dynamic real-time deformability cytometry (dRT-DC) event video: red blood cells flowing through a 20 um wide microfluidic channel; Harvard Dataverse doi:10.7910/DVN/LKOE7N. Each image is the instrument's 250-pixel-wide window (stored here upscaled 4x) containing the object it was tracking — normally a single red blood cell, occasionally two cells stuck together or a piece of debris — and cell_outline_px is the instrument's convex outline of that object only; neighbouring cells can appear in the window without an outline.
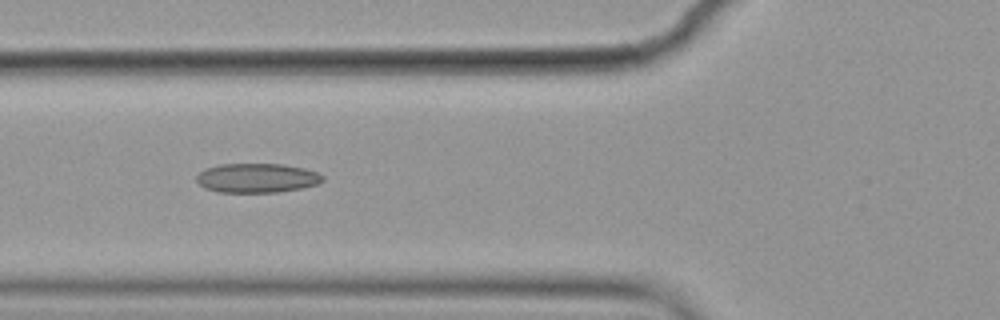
{"species": "common noctule bat (a hibernating species)", "species_latin": "Nyctalus noctula", "temperature_condition": "cold", "stored_images_in_passage": 42, "camera_frame_rate_fps": 3000, "um_per_image_px": 0.085, "animal": {"sex": "female", "body_mass_g": 19.9}, "frame": {"image": 1, "passage_image": 7, "time_ms": 2.0, "image_size_px": [1000, 320], "cell_outline_px": [[324, 180], [316, 184], [300, 188], [276, 192], [220, 192], [204, 188], [196, 180], [196, 176], [204, 168], [220, 164], [284, 164], [304, 168], [316, 172], [324, 176]], "centroid_in_image_um": [21.81, 15.12], "position_along_channel_um": 104.0, "area_um2": 21.5}}
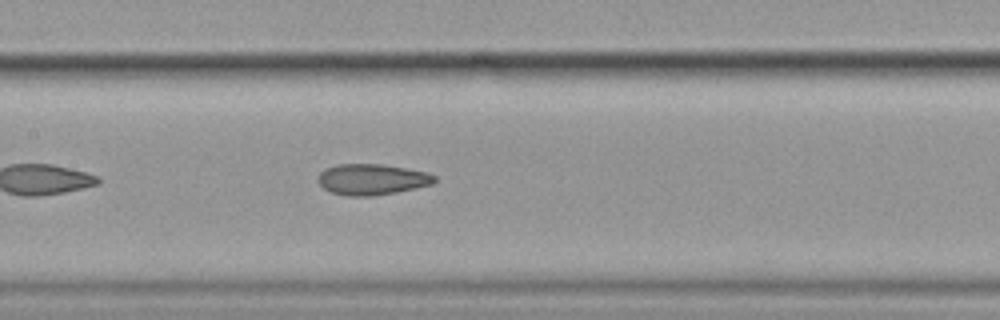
{"frame": {"image": 2, "passage_image": 13, "time_ms": 4.0, "image_size_px": [1000, 320], "cell_outline_px": [[436, 180], [432, 184], [396, 192], [372, 196], [348, 196], [332, 192], [324, 188], [316, 180], [320, 172], [336, 164], [384, 164], [428, 172], [436, 176]], "centroid_in_image_um": [31.62, 15.24], "position_along_channel_um": 175.8, "area_um2": 20.98}}
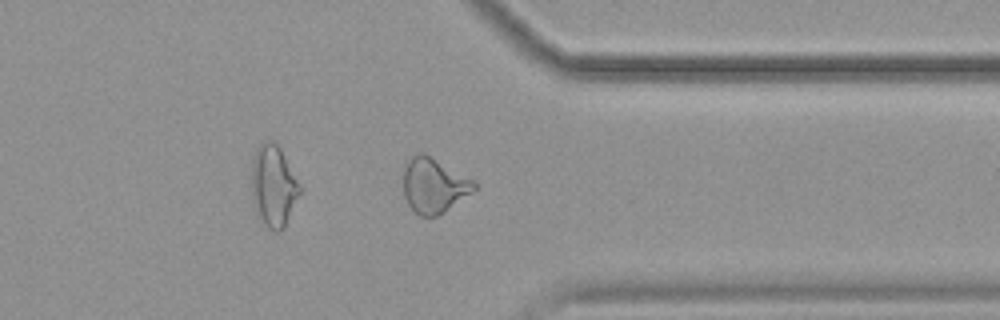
{"frame": {"image": 3, "passage_image": 30, "time_ms": 9.667, "image_size_px": [1000, 320], "cell_outline_px": [[476, 188], [472, 192], [444, 212], [436, 216], [420, 216], [408, 204], [404, 196], [404, 160], [416, 152], [424, 152], [472, 180], [476, 184]], "centroid_in_image_um": [36.83, 15.73], "position_along_channel_um": 374.6, "area_um2": 22.54}, "authors_computed_cell_mechanics": {"area_um2": 21.2415, "velocity_mm_per_s": 3.5715, "shape_relaxation_time_tau1_ms": null, "shape_relaxation_time_tau2_ms": 2.6754, "deformation_change_tau1": null, "deformation_change_tau2": 0.102}}